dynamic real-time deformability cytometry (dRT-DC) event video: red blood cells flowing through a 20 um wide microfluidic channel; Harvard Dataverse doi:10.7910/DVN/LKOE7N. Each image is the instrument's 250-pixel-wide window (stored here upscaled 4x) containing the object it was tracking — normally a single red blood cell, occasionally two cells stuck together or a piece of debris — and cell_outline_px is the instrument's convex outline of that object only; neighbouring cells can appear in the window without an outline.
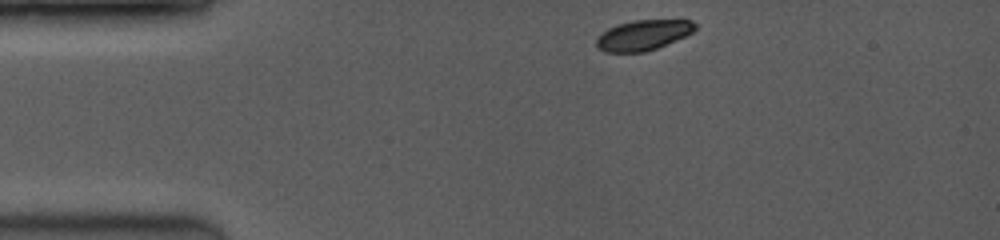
{"species": "common noctule bat (a hibernating species)", "species_latin": "Nyctalus noctula", "temperature_condition": "room temperature", "stored_images_in_passage": 20, "camera_frame_rate_fps": 3500, "um_per_image_px": 0.085, "animal": {"sex": "female", "body_mass_g": 19.0, "forearm_length_mm": 53.3}, "frame": {"image": 1, "passage_image": 1, "time_ms": 0.0, "image_size_px": [1000, 240], "cell_outline_px": [[696, 28], [692, 32], [676, 40], [656, 48], [644, 52], [604, 52], [596, 48], [596, 40], [608, 28], [620, 24], [636, 20], [692, 20], [696, 24]], "centroid_in_image_um": [54.67, 2.99], "position_along_channel_um": 30.3, "area_um2": 17.17}}
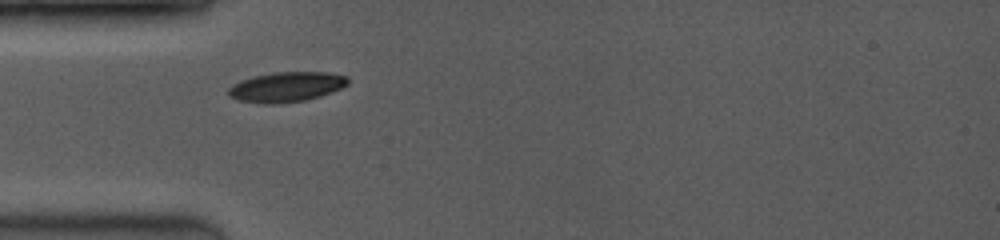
{"frame": {"image": 2, "passage_image": 13, "time_ms": 2.0, "image_size_px": [1000, 240], "cell_outline_px": [[348, 84], [332, 92], [320, 96], [304, 100], [272, 104], [264, 104], [236, 100], [228, 96], [228, 88], [232, 84], [240, 80], [252, 76], [276, 72], [328, 72], [348, 76]], "centroid_in_image_um": [24.3, 7.38], "position_along_channel_um": 60.7, "area_um2": 20.98}}
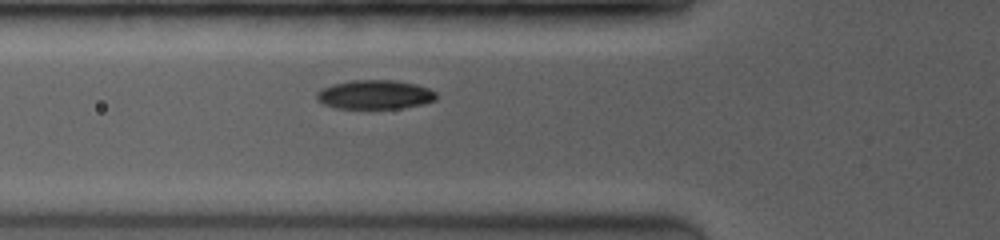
{"frame": {"image": 3, "passage_image": 17, "time_ms": 2.857, "image_size_px": [1000, 240], "cell_outline_px": [[436, 100], [424, 104], [404, 108], [336, 108], [324, 104], [316, 100], [316, 92], [332, 84], [352, 80], [392, 80], [416, 84], [428, 88], [436, 92]], "centroid_in_image_um": [31.88, 8.04], "position_along_channel_um": 93.9, "area_um2": 20.29}}